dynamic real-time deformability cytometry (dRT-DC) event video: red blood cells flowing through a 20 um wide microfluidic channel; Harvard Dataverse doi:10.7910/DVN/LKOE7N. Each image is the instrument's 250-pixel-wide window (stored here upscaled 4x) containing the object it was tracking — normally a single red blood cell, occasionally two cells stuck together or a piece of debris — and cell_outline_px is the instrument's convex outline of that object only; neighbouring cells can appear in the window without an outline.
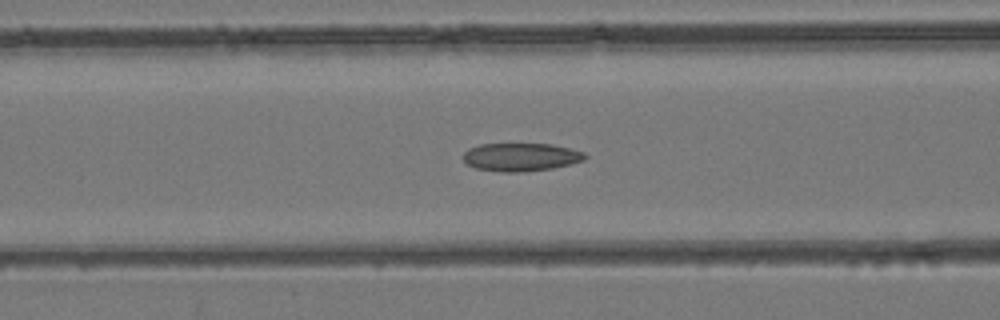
{"species": "common noctule bat (a hibernating species)", "species_latin": "Nyctalus noctula", "temperature_condition": "room temperature", "stored_images_in_passage": 50, "camera_frame_rate_fps": 3000, "um_per_image_px": 0.085, "animal": {"sex": "female", "body_mass_g": 24.6, "forearm_length_mm": 56.2}, "frame": {"image": 1, "passage_image": 21, "time_ms": 6.667, "image_size_px": [1000, 320], "cell_outline_px": [[588, 156], [584, 160], [572, 164], [552, 168], [524, 172], [500, 172], [476, 168], [468, 164], [464, 160], [464, 152], [468, 148], [480, 144], [552, 144], [584, 152]], "centroid_in_image_um": [44.29, 13.35], "position_along_channel_um": 122.3, "area_um2": 20.0}}
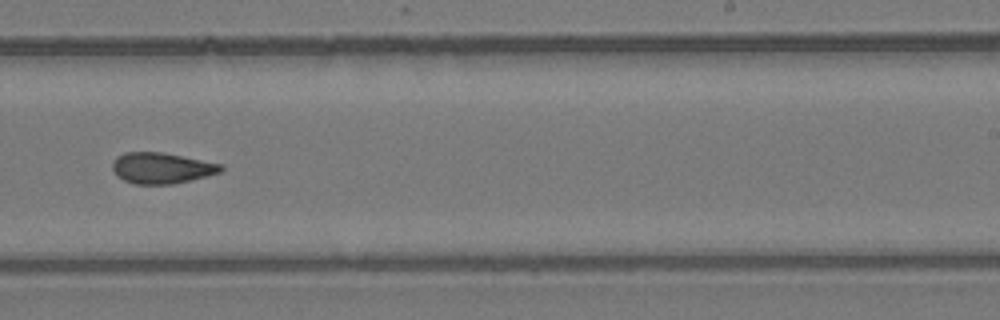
{"frame": {"image": 2, "passage_image": 32, "time_ms": 10.333, "image_size_px": [1000, 320], "cell_outline_px": [[224, 168], [220, 172], [208, 176], [172, 184], [136, 184], [124, 180], [116, 176], [112, 168], [112, 160], [116, 156], [124, 152], [160, 152], [224, 164]], "centroid_in_image_um": [13.72, 14.28], "position_along_channel_um": 275.3, "area_um2": 19.65}}
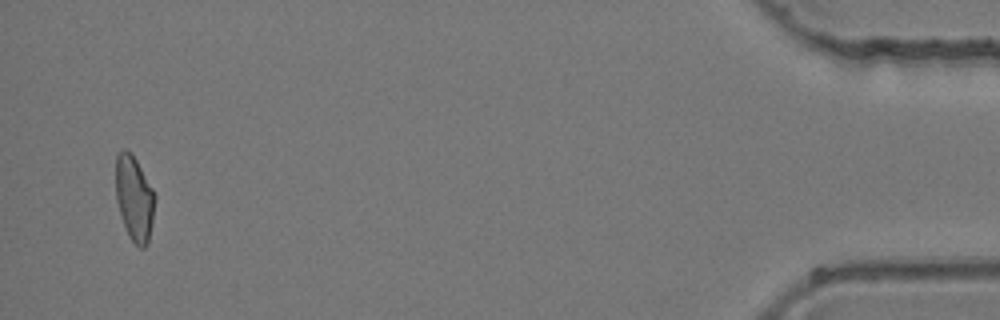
{"frame": {"image": 3, "passage_image": 49, "time_ms": 16.0, "image_size_px": [1000, 320], "cell_outline_px": [[156, 196], [148, 244], [144, 248], [140, 248], [132, 240], [124, 224], [116, 200], [116, 156], [124, 148], [132, 152], [152, 188]], "centroid_in_image_um": [11.42, 16.82], "position_along_channel_um": 423.8, "area_um2": 19.19}}